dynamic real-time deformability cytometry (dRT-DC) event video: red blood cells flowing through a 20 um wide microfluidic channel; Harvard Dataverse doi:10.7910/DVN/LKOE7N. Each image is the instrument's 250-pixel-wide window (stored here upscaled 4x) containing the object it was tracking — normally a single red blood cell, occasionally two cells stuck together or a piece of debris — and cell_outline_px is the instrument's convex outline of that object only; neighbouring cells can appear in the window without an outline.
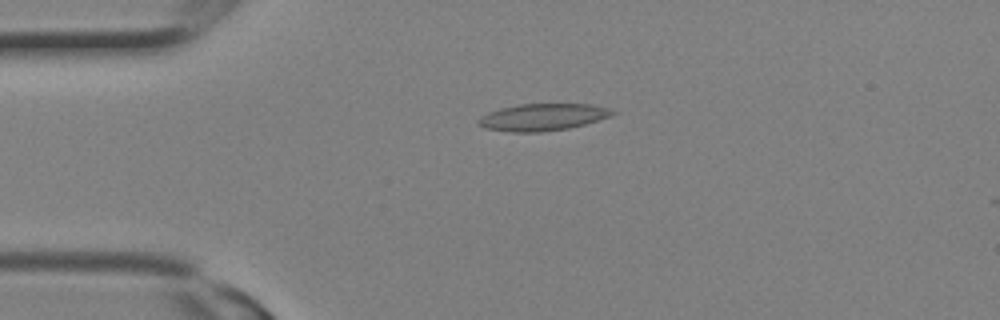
{"species": "Egyptian fruit bat (a non-hibernating species)", "species_latin": "Rousettus aegyptiacus", "temperature_condition": "room temperature", "stored_images_in_passage": 1, "camera_frame_rate_fps": 3000, "um_per_image_px": 0.085, "animal": {"sex": "female"}, "frame": {"image": 1, "passage_image": 1, "time_ms": 0.0, "image_size_px": [1000, 320], "cell_outline_px": [[616, 112], [608, 116], [584, 124], [568, 128], [540, 132], [512, 132], [484, 128], [476, 124], [476, 120], [480, 116], [488, 112], [500, 108], [516, 104], [592, 104], [608, 108]], "centroid_in_image_um": [46.03, 9.95], "position_along_channel_um": 39.0, "area_um2": 21.04}}